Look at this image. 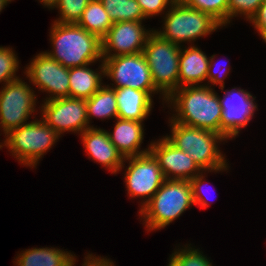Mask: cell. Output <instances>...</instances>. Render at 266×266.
Listing matches in <instances>:
<instances>
[{"label":"cell","instance_id":"cell-5","mask_svg":"<svg viewBox=\"0 0 266 266\" xmlns=\"http://www.w3.org/2000/svg\"><path fill=\"white\" fill-rule=\"evenodd\" d=\"M168 10L164 16L163 30L154 32L178 46L182 42L195 41L222 27L210 14L191 8L181 0H176Z\"/></svg>","mask_w":266,"mask_h":266},{"label":"cell","instance_id":"cell-31","mask_svg":"<svg viewBox=\"0 0 266 266\" xmlns=\"http://www.w3.org/2000/svg\"><path fill=\"white\" fill-rule=\"evenodd\" d=\"M202 173L203 171L197 176H195L193 179H191L189 182L192 188V197H193L194 205H199V207L203 209V208H207L209 206V203L206 199L207 197L205 198V196L202 195V188H204L203 183L205 180L204 179L205 176H203Z\"/></svg>","mask_w":266,"mask_h":266},{"label":"cell","instance_id":"cell-30","mask_svg":"<svg viewBox=\"0 0 266 266\" xmlns=\"http://www.w3.org/2000/svg\"><path fill=\"white\" fill-rule=\"evenodd\" d=\"M176 0H137L144 17L155 16L164 12L165 8L170 7ZM168 6V7H167Z\"/></svg>","mask_w":266,"mask_h":266},{"label":"cell","instance_id":"cell-10","mask_svg":"<svg viewBox=\"0 0 266 266\" xmlns=\"http://www.w3.org/2000/svg\"><path fill=\"white\" fill-rule=\"evenodd\" d=\"M41 112L42 120L60 136L66 131L81 134L93 127L88 123L86 99L65 97L45 100Z\"/></svg>","mask_w":266,"mask_h":266},{"label":"cell","instance_id":"cell-26","mask_svg":"<svg viewBox=\"0 0 266 266\" xmlns=\"http://www.w3.org/2000/svg\"><path fill=\"white\" fill-rule=\"evenodd\" d=\"M199 249L190 247H184V249L175 250L170 255V261L168 266H213L206 256Z\"/></svg>","mask_w":266,"mask_h":266},{"label":"cell","instance_id":"cell-23","mask_svg":"<svg viewBox=\"0 0 266 266\" xmlns=\"http://www.w3.org/2000/svg\"><path fill=\"white\" fill-rule=\"evenodd\" d=\"M77 24L102 40L113 22L100 0H90Z\"/></svg>","mask_w":266,"mask_h":266},{"label":"cell","instance_id":"cell-37","mask_svg":"<svg viewBox=\"0 0 266 266\" xmlns=\"http://www.w3.org/2000/svg\"><path fill=\"white\" fill-rule=\"evenodd\" d=\"M261 37L263 38L264 42L266 43V33H264Z\"/></svg>","mask_w":266,"mask_h":266},{"label":"cell","instance_id":"cell-36","mask_svg":"<svg viewBox=\"0 0 266 266\" xmlns=\"http://www.w3.org/2000/svg\"><path fill=\"white\" fill-rule=\"evenodd\" d=\"M9 2L7 0H0V12L2 9H4L5 5H7Z\"/></svg>","mask_w":266,"mask_h":266},{"label":"cell","instance_id":"cell-22","mask_svg":"<svg viewBox=\"0 0 266 266\" xmlns=\"http://www.w3.org/2000/svg\"><path fill=\"white\" fill-rule=\"evenodd\" d=\"M88 123L92 117L109 119L118 117L115 89L109 85L102 86L89 99H86Z\"/></svg>","mask_w":266,"mask_h":266},{"label":"cell","instance_id":"cell-24","mask_svg":"<svg viewBox=\"0 0 266 266\" xmlns=\"http://www.w3.org/2000/svg\"><path fill=\"white\" fill-rule=\"evenodd\" d=\"M112 22L145 20L137 0H100Z\"/></svg>","mask_w":266,"mask_h":266},{"label":"cell","instance_id":"cell-20","mask_svg":"<svg viewBox=\"0 0 266 266\" xmlns=\"http://www.w3.org/2000/svg\"><path fill=\"white\" fill-rule=\"evenodd\" d=\"M101 63L99 73L90 69V64L69 68V97L89 99L102 87L104 64Z\"/></svg>","mask_w":266,"mask_h":266},{"label":"cell","instance_id":"cell-34","mask_svg":"<svg viewBox=\"0 0 266 266\" xmlns=\"http://www.w3.org/2000/svg\"><path fill=\"white\" fill-rule=\"evenodd\" d=\"M88 254L82 266H115L111 260Z\"/></svg>","mask_w":266,"mask_h":266},{"label":"cell","instance_id":"cell-15","mask_svg":"<svg viewBox=\"0 0 266 266\" xmlns=\"http://www.w3.org/2000/svg\"><path fill=\"white\" fill-rule=\"evenodd\" d=\"M149 147V152L158 161L165 179L190 181L202 171L192 157L177 149L165 137L151 142Z\"/></svg>","mask_w":266,"mask_h":266},{"label":"cell","instance_id":"cell-32","mask_svg":"<svg viewBox=\"0 0 266 266\" xmlns=\"http://www.w3.org/2000/svg\"><path fill=\"white\" fill-rule=\"evenodd\" d=\"M250 22L262 36L266 33V0L257 9L256 13L250 18Z\"/></svg>","mask_w":266,"mask_h":266},{"label":"cell","instance_id":"cell-25","mask_svg":"<svg viewBox=\"0 0 266 266\" xmlns=\"http://www.w3.org/2000/svg\"><path fill=\"white\" fill-rule=\"evenodd\" d=\"M185 5L210 14L222 26L228 24V0H181Z\"/></svg>","mask_w":266,"mask_h":266},{"label":"cell","instance_id":"cell-35","mask_svg":"<svg viewBox=\"0 0 266 266\" xmlns=\"http://www.w3.org/2000/svg\"><path fill=\"white\" fill-rule=\"evenodd\" d=\"M44 6L55 8L59 0H39Z\"/></svg>","mask_w":266,"mask_h":266},{"label":"cell","instance_id":"cell-12","mask_svg":"<svg viewBox=\"0 0 266 266\" xmlns=\"http://www.w3.org/2000/svg\"><path fill=\"white\" fill-rule=\"evenodd\" d=\"M26 69L25 75L29 81L43 92L51 93L45 100L69 97V68L45 52L35 56Z\"/></svg>","mask_w":266,"mask_h":266},{"label":"cell","instance_id":"cell-16","mask_svg":"<svg viewBox=\"0 0 266 266\" xmlns=\"http://www.w3.org/2000/svg\"><path fill=\"white\" fill-rule=\"evenodd\" d=\"M79 135L82 137L86 152L92 160L101 163L113 174L122 170L125 158L113 145L106 130L90 127Z\"/></svg>","mask_w":266,"mask_h":266},{"label":"cell","instance_id":"cell-11","mask_svg":"<svg viewBox=\"0 0 266 266\" xmlns=\"http://www.w3.org/2000/svg\"><path fill=\"white\" fill-rule=\"evenodd\" d=\"M129 161L125 170V183L129 197H142L140 210L151 200L165 181L158 161L149 152L140 156L126 157ZM147 198V199H146Z\"/></svg>","mask_w":266,"mask_h":266},{"label":"cell","instance_id":"cell-1","mask_svg":"<svg viewBox=\"0 0 266 266\" xmlns=\"http://www.w3.org/2000/svg\"><path fill=\"white\" fill-rule=\"evenodd\" d=\"M166 102L177 112L172 121L221 134L219 95L208 84L180 87L166 98Z\"/></svg>","mask_w":266,"mask_h":266},{"label":"cell","instance_id":"cell-8","mask_svg":"<svg viewBox=\"0 0 266 266\" xmlns=\"http://www.w3.org/2000/svg\"><path fill=\"white\" fill-rule=\"evenodd\" d=\"M104 76L109 77L115 85L110 88L131 87L146 91L150 96L160 92L154 85L150 68L143 52L116 57H102Z\"/></svg>","mask_w":266,"mask_h":266},{"label":"cell","instance_id":"cell-14","mask_svg":"<svg viewBox=\"0 0 266 266\" xmlns=\"http://www.w3.org/2000/svg\"><path fill=\"white\" fill-rule=\"evenodd\" d=\"M234 89L224 92V97L220 98L222 108L221 135L226 139L235 138L240 131L248 125L252 119L257 105L255 98L244 89Z\"/></svg>","mask_w":266,"mask_h":266},{"label":"cell","instance_id":"cell-3","mask_svg":"<svg viewBox=\"0 0 266 266\" xmlns=\"http://www.w3.org/2000/svg\"><path fill=\"white\" fill-rule=\"evenodd\" d=\"M171 122V136L165 138L193 158L194 162L202 171H222L227 170V163L224 155L218 149V142L227 140L221 134L186 126L181 123Z\"/></svg>","mask_w":266,"mask_h":266},{"label":"cell","instance_id":"cell-17","mask_svg":"<svg viewBox=\"0 0 266 266\" xmlns=\"http://www.w3.org/2000/svg\"><path fill=\"white\" fill-rule=\"evenodd\" d=\"M143 127L142 122L117 118L113 132H108L109 139L124 158L149 153L150 147L139 149L144 139Z\"/></svg>","mask_w":266,"mask_h":266},{"label":"cell","instance_id":"cell-28","mask_svg":"<svg viewBox=\"0 0 266 266\" xmlns=\"http://www.w3.org/2000/svg\"><path fill=\"white\" fill-rule=\"evenodd\" d=\"M19 61L10 47H0V83L7 84L19 77L15 74L18 70Z\"/></svg>","mask_w":266,"mask_h":266},{"label":"cell","instance_id":"cell-27","mask_svg":"<svg viewBox=\"0 0 266 266\" xmlns=\"http://www.w3.org/2000/svg\"><path fill=\"white\" fill-rule=\"evenodd\" d=\"M90 0H59L56 7L60 11L57 23H78Z\"/></svg>","mask_w":266,"mask_h":266},{"label":"cell","instance_id":"cell-19","mask_svg":"<svg viewBox=\"0 0 266 266\" xmlns=\"http://www.w3.org/2000/svg\"><path fill=\"white\" fill-rule=\"evenodd\" d=\"M179 88L199 85L206 80L209 69V58L197 46H190L180 51Z\"/></svg>","mask_w":266,"mask_h":266},{"label":"cell","instance_id":"cell-4","mask_svg":"<svg viewBox=\"0 0 266 266\" xmlns=\"http://www.w3.org/2000/svg\"><path fill=\"white\" fill-rule=\"evenodd\" d=\"M192 205V188L188 180L165 179L139 213L148 231L159 230L179 218Z\"/></svg>","mask_w":266,"mask_h":266},{"label":"cell","instance_id":"cell-33","mask_svg":"<svg viewBox=\"0 0 266 266\" xmlns=\"http://www.w3.org/2000/svg\"><path fill=\"white\" fill-rule=\"evenodd\" d=\"M214 58H215V55H212L210 58H209V69H208V74H207V77H206V80L207 79H209L208 80V82L209 83H213V85H217V84H219L220 85V88H221V90L223 91V89H224V76L225 77H227V75L229 74L228 72L230 71V69L228 68V70H224V72H222L223 74L224 73H226V74H224L223 75V78H222V76H220V75H222V73H218V72H214V70H213V68H214ZM214 69H216V68H214ZM226 71H228V72H226Z\"/></svg>","mask_w":266,"mask_h":266},{"label":"cell","instance_id":"cell-18","mask_svg":"<svg viewBox=\"0 0 266 266\" xmlns=\"http://www.w3.org/2000/svg\"><path fill=\"white\" fill-rule=\"evenodd\" d=\"M114 89L118 108L117 118L143 122L152 109V97L146 91L131 87Z\"/></svg>","mask_w":266,"mask_h":266},{"label":"cell","instance_id":"cell-21","mask_svg":"<svg viewBox=\"0 0 266 266\" xmlns=\"http://www.w3.org/2000/svg\"><path fill=\"white\" fill-rule=\"evenodd\" d=\"M75 255L58 248L26 249L16 256L17 266H75Z\"/></svg>","mask_w":266,"mask_h":266},{"label":"cell","instance_id":"cell-6","mask_svg":"<svg viewBox=\"0 0 266 266\" xmlns=\"http://www.w3.org/2000/svg\"><path fill=\"white\" fill-rule=\"evenodd\" d=\"M149 35L143 54L151 71L155 87L163 100L179 88V56L182 46L163 39L154 30Z\"/></svg>","mask_w":266,"mask_h":266},{"label":"cell","instance_id":"cell-2","mask_svg":"<svg viewBox=\"0 0 266 266\" xmlns=\"http://www.w3.org/2000/svg\"><path fill=\"white\" fill-rule=\"evenodd\" d=\"M51 27L53 51L45 52L65 68H73L102 60V43L77 23H57Z\"/></svg>","mask_w":266,"mask_h":266},{"label":"cell","instance_id":"cell-9","mask_svg":"<svg viewBox=\"0 0 266 266\" xmlns=\"http://www.w3.org/2000/svg\"><path fill=\"white\" fill-rule=\"evenodd\" d=\"M33 89L18 78L4 85L0 91V128L5 135L23 124L35 112Z\"/></svg>","mask_w":266,"mask_h":266},{"label":"cell","instance_id":"cell-29","mask_svg":"<svg viewBox=\"0 0 266 266\" xmlns=\"http://www.w3.org/2000/svg\"><path fill=\"white\" fill-rule=\"evenodd\" d=\"M263 1L264 0H228V23H230L231 18L238 15H244L247 20H250Z\"/></svg>","mask_w":266,"mask_h":266},{"label":"cell","instance_id":"cell-7","mask_svg":"<svg viewBox=\"0 0 266 266\" xmlns=\"http://www.w3.org/2000/svg\"><path fill=\"white\" fill-rule=\"evenodd\" d=\"M5 136L3 146L9 148L12 155L23 165L35 167L60 135L41 119L23 124Z\"/></svg>","mask_w":266,"mask_h":266},{"label":"cell","instance_id":"cell-13","mask_svg":"<svg viewBox=\"0 0 266 266\" xmlns=\"http://www.w3.org/2000/svg\"><path fill=\"white\" fill-rule=\"evenodd\" d=\"M151 33L142 26V21L114 22L106 36L101 40L102 57H116L143 52Z\"/></svg>","mask_w":266,"mask_h":266}]
</instances>
